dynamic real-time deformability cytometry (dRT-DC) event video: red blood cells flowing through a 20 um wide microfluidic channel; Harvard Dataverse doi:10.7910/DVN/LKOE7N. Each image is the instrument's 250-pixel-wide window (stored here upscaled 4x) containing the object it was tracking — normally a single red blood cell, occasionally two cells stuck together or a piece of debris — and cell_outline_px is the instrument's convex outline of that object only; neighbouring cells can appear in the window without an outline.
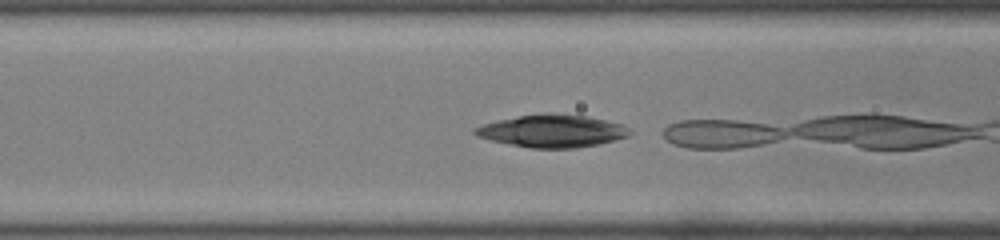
{"species": "common noctule bat (a hibernating species)", "species_latin": "Nyctalus noctula", "temperature_condition": "room temperature", "stored_images_in_passage": 8, "camera_frame_rate_fps": 3000, "um_per_image_px": 0.085, "animal": {"sex": "male", "body_mass_g": 19.0, "forearm_length_mm": 50.8}, "frame": {"image": 1, "passage_image": 3, "time_ms": 0.667, "image_size_px": [1000, 240], "cell_outline_px": [[632, 132], [628, 136], [600, 144], [576, 148], [528, 148], [492, 140], [476, 136], [472, 132], [472, 128], [484, 124], [500, 120], [520, 116], [548, 112], [552, 112], [588, 116], [624, 124]], "centroid_in_image_um": [46.97, 11.13], "position_along_channel_um": 119.6, "area_um2": 29.48}}